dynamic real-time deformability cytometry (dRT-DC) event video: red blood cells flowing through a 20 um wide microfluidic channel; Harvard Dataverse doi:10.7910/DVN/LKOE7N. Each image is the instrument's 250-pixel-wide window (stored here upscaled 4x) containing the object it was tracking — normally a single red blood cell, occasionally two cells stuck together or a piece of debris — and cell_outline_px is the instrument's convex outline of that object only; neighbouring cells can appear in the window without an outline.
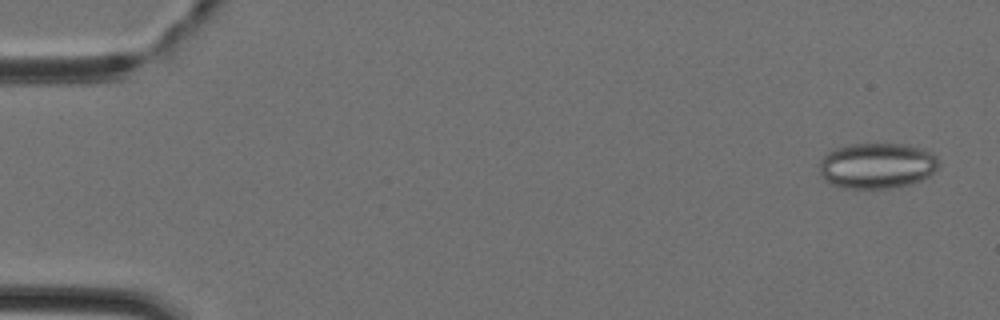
{"species": "Egyptian fruit bat (a non-hibernating species)", "species_latin": "Rousettus aegyptiacus", "temperature_condition": "cold", "stored_images_in_passage": 43, "camera_frame_rate_fps": 3000, "um_per_image_px": 0.085, "animal": {"sex": "female"}, "frame": {"image": 1, "passage_image": 2, "time_ms": 0.333, "image_size_px": [1000, 320], "cell_outline_px": [[936, 168], [928, 176], [912, 184], [892, 188], [840, 188], [832, 184], [820, 172], [820, 160], [828, 152], [836, 148], [848, 144], [908, 144], [924, 148], [936, 156]], "centroid_in_image_um": [74.54, 14.07], "position_along_channel_um": 10.5, "area_um2": 31.62}}
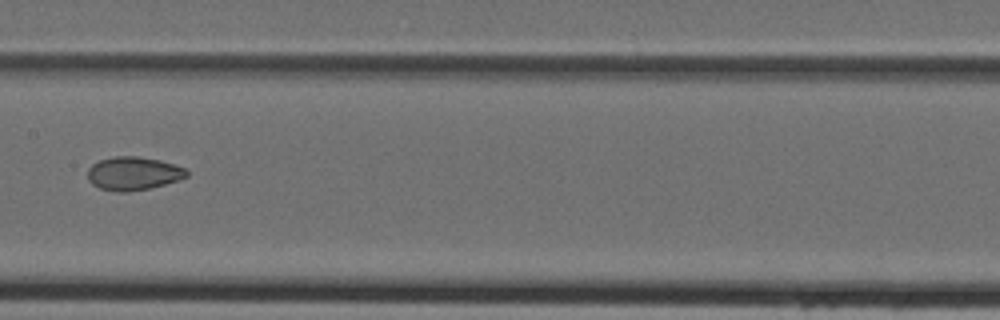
{"frame": {"image": 2, "passage_image": 23, "time_ms": 7.333, "image_size_px": [1000, 320], "cell_outline_px": [[188, 176], [180, 180], [148, 188], [128, 192], [116, 192], [100, 188], [92, 184], [88, 180], [88, 168], [92, 164], [100, 160], [116, 156], [136, 156], [160, 160], [184, 168], [188, 172]], "centroid_in_image_um": [11.32, 14.75], "position_along_channel_um": 196.1, "area_um2": 19.19}}
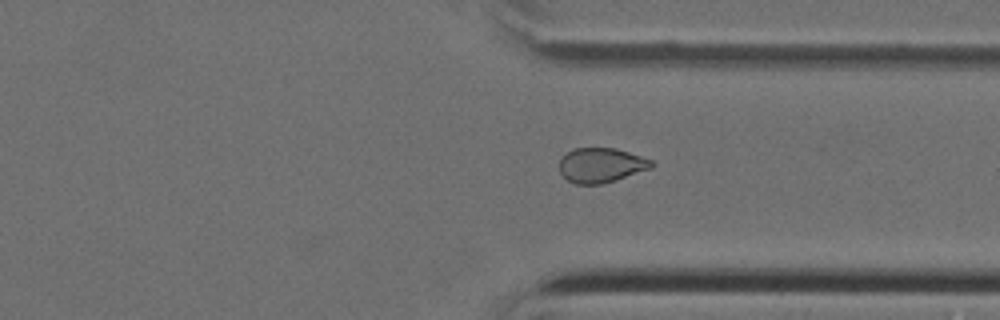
{"frame": {"image": 3, "passage_image": 34, "time_ms": 11.0, "image_size_px": [1000, 320], "cell_outline_px": [[656, 164], [652, 168], [616, 180], [600, 184], [576, 184], [568, 180], [560, 172], [560, 156], [572, 148], [616, 148], [652, 160]], "centroid_in_image_um": [51.09, 14.03], "position_along_channel_um": 360.3, "area_um2": 18.73}}